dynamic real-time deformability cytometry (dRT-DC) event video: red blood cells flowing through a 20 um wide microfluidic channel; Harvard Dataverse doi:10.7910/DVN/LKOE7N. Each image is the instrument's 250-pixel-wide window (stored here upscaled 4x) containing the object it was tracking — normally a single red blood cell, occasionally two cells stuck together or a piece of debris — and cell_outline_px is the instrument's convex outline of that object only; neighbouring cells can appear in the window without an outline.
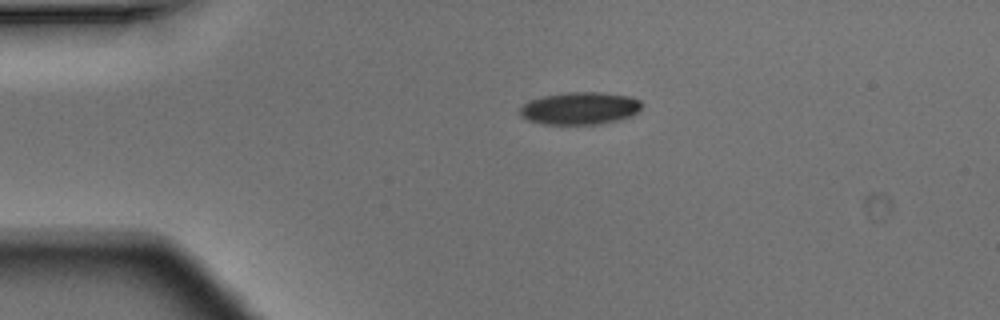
{"species": "Egyptian fruit bat (a non-hibernating species)", "species_latin": "Rousettus aegyptiacus", "temperature_condition": "warm", "stored_images_in_passage": 4, "camera_frame_rate_fps": 3000, "um_per_image_px": 0.085, "animal": {"sex": "male"}, "frame": {"image": 1, "passage_image": 3, "time_ms": 0.667, "image_size_px": [1000, 320], "cell_outline_px": [[644, 104], [636, 112], [620, 120], [600, 124], [544, 124], [528, 120], [520, 116], [520, 108], [528, 100], [544, 96], [568, 92], [600, 92], [628, 96], [640, 100]], "centroid_in_image_um": [49.28, 9.2], "position_along_channel_um": 35.7, "area_um2": 23.0}}